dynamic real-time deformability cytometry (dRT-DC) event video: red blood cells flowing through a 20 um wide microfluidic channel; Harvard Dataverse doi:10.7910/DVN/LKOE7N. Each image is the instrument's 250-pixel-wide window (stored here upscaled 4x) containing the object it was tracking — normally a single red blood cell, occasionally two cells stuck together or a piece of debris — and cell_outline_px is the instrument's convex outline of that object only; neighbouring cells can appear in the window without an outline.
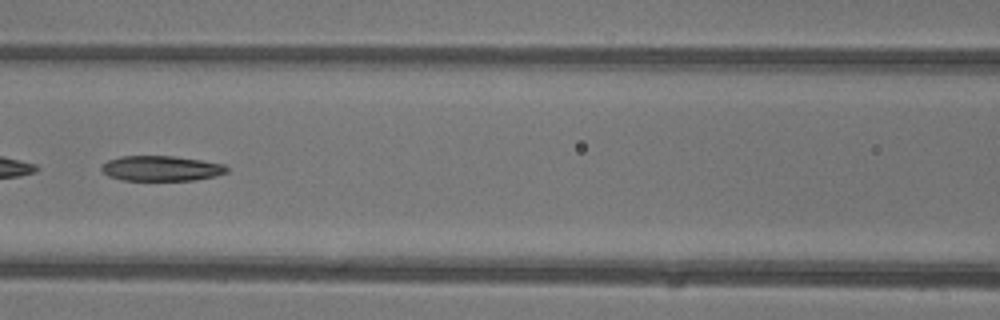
{"species": "common noctule bat (a hibernating species)", "species_latin": "Nyctalus noctula", "temperature_condition": "warm", "stored_images_in_passage": 35, "camera_frame_rate_fps": 3000, "um_per_image_px": 0.085, "animal": {"sex": "female"}, "frame": {"image": 1, "passage_image": 11, "time_ms": 3.333, "image_size_px": [1000, 320], "cell_outline_px": [[228, 172], [216, 176], [192, 180], [120, 180], [108, 176], [100, 168], [108, 160], [120, 156], [172, 156], [200, 160], [224, 164], [228, 168]], "centroid_in_image_um": [13.7, 14.31], "position_along_channel_um": 152.9, "area_um2": 18.32}}
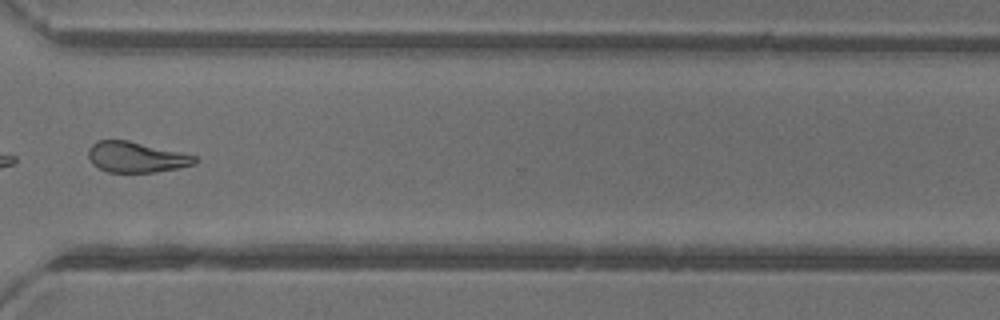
{"frame": {"image": 2, "passage_image": 25, "time_ms": 8.0, "image_size_px": [1000, 320], "cell_outline_px": [[200, 160], [196, 164], [180, 168], [156, 172], [108, 172], [92, 164], [88, 156], [88, 148], [96, 140], [128, 140], [196, 156]], "centroid_in_image_um": [11.58, 13.36], "position_along_channel_um": 359.0, "area_um2": 19.07}, "authors_computed_cell_mechanics": {"area_um2": 19.4786, "velocity_mm_per_s": 4.4364, "shape_relaxation_time_tau1_ms": 6.1522, "shape_relaxation_time_tau2_ms": 4.6912, "deformation_change_tau1": 0.1995, "deformation_change_tau2": 0.1468}}